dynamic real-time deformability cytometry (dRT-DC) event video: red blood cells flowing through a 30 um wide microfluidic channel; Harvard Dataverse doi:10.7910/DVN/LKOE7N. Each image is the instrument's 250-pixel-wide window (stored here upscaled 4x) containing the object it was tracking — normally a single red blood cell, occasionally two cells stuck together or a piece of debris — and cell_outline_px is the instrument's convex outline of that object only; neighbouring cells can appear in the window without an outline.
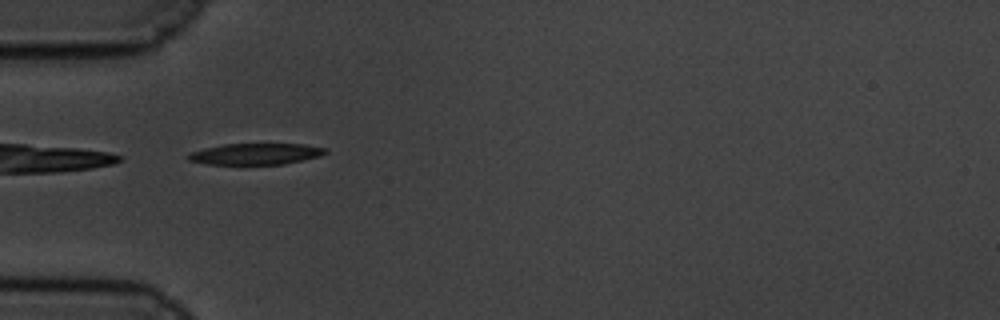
{"species": "common noctule bat (a hibernating species)", "species_latin": "Nyctalus noctula", "temperature_condition": "cold", "stored_images_in_passage": 42, "camera_frame_rate_fps": 3000, "um_per_image_px": 0.085, "animal": {"sex": "male", "body_mass_g": 19.5, "forearm_length_mm": 54.6}, "frame": {"image": 1, "passage_image": 1, "time_ms": 0.0, "image_size_px": [1000, 320], "cell_outline_px": [[328, 152], [320, 156], [284, 164], [208, 164], [188, 160], [188, 156], [192, 152], [204, 148], [224, 144], [304, 144], [328, 148]], "centroid_in_image_um": [21.79, 13.08], "position_along_channel_um": 63.2, "area_um2": 16.88}}
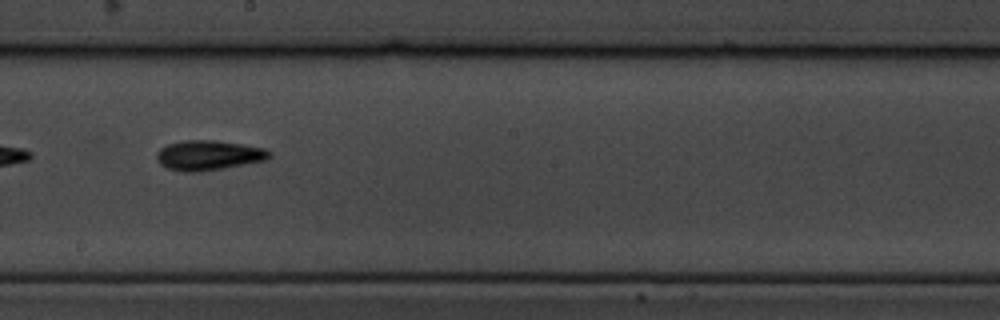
{"frame": {"image": 2, "passage_image": 16, "time_ms": 5.0, "image_size_px": [1000, 320], "cell_outline_px": [[272, 156], [268, 160], [224, 168], [200, 172], [184, 172], [164, 168], [156, 160], [156, 152], [160, 148], [168, 144], [184, 140], [216, 140], [244, 144], [264, 148], [272, 152]], "centroid_in_image_um": [17.73, 13.2], "position_along_channel_um": 230.5, "area_um2": 20.06}}
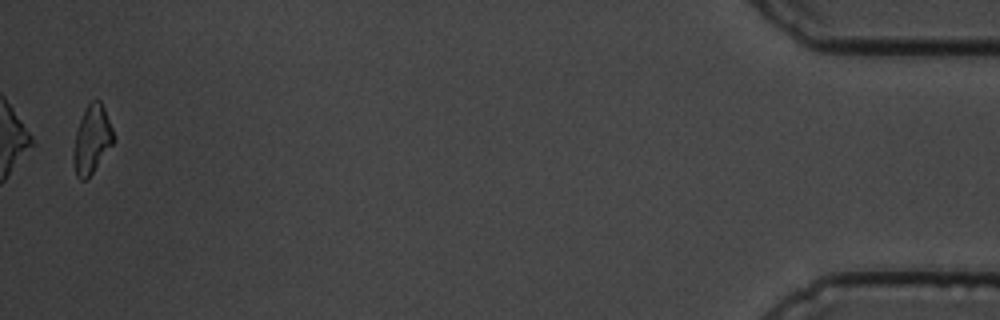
{"frame": {"image": 3, "passage_image": 41, "time_ms": 13.333, "image_size_px": [1000, 320], "cell_outline_px": [[116, 140], [92, 172], [84, 180], [80, 180], [76, 176], [72, 160], [72, 152], [76, 132], [80, 120], [88, 104], [92, 100], [100, 100], [104, 108], [112, 128]], "centroid_in_image_um": [7.8, 11.87], "position_along_channel_um": 427.4, "area_um2": 15.78}, "authors_computed_cell_mechanics": {"area_um2": 16.9932, "velocity_mm_per_s": 3.3838, "shape_relaxation_time_tau1_ms": 2.5065, "shape_relaxation_time_tau2_ms": null, "deformation_change_tau1": 0.1413, "deformation_change_tau2": null}}